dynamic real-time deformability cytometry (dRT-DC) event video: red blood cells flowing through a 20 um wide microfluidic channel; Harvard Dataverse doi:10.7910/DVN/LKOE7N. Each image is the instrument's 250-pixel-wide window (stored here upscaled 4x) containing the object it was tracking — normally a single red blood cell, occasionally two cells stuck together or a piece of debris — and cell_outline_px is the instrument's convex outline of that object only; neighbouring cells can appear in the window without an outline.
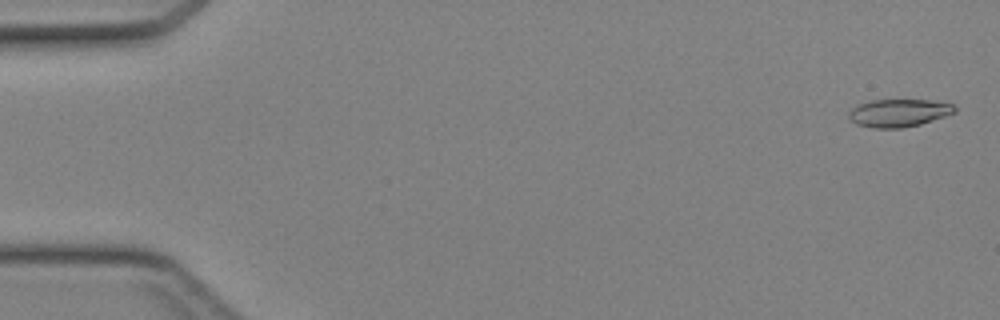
{"species": "Egyptian fruit bat (a non-hibernating species)", "species_latin": "Rousettus aegyptiacus", "temperature_condition": "cold", "stored_images_in_passage": 46, "camera_frame_rate_fps": 3000, "um_per_image_px": 0.085, "animal": {"sex": "female"}, "frame": {"image": 1, "passage_image": 2, "time_ms": 0.333, "image_size_px": [1000, 320], "cell_outline_px": [[956, 112], [920, 124], [904, 128], [872, 128], [856, 124], [848, 120], [848, 112], [852, 108], [860, 104], [872, 100], [932, 100], [952, 104], [956, 108]], "centroid_in_image_um": [76.36, 9.6], "position_along_channel_um": 8.6, "area_um2": 17.17}}
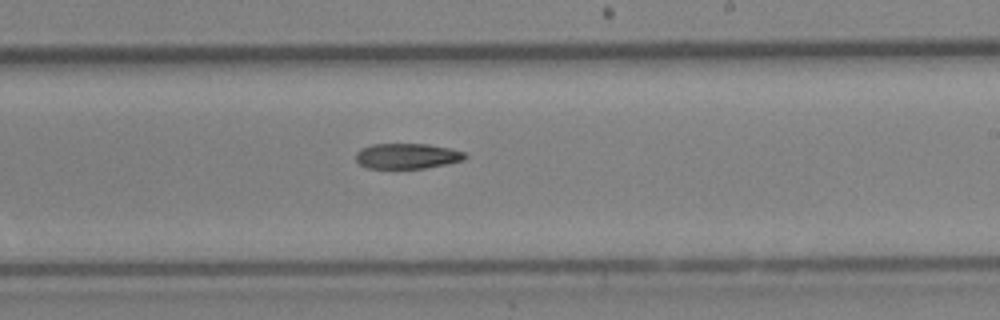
{"frame": {"image": 2, "passage_image": 28, "time_ms": 9.0, "image_size_px": [1000, 320], "cell_outline_px": [[468, 156], [464, 160], [448, 164], [424, 168], [368, 168], [360, 164], [356, 160], [356, 152], [360, 148], [372, 144], [428, 144], [452, 148], [464, 152]], "centroid_in_image_um": [34.63, 13.26], "position_along_channel_um": 254.4, "area_um2": 16.3}}
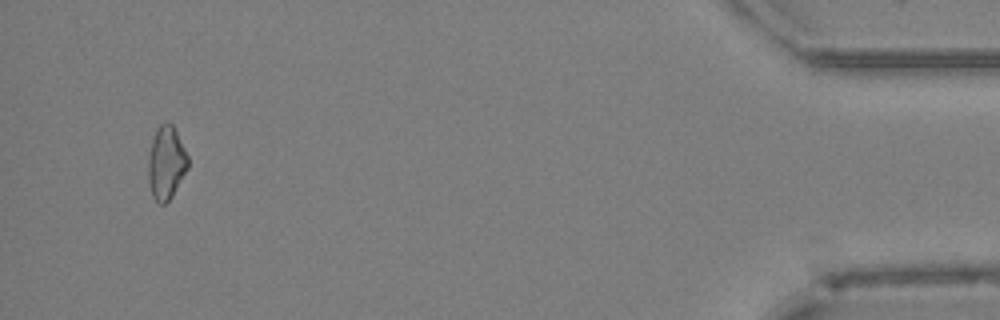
{"frame": {"image": 3, "passage_image": 44, "time_ms": 14.333, "image_size_px": [1000, 320], "cell_outline_px": [[188, 168], [172, 196], [164, 204], [160, 204], [152, 196], [148, 180], [148, 156], [152, 140], [156, 128], [160, 124], [172, 124], [188, 156]], "centroid_in_image_um": [14.11, 13.86], "position_along_channel_um": 421.1, "area_um2": 16.76}}